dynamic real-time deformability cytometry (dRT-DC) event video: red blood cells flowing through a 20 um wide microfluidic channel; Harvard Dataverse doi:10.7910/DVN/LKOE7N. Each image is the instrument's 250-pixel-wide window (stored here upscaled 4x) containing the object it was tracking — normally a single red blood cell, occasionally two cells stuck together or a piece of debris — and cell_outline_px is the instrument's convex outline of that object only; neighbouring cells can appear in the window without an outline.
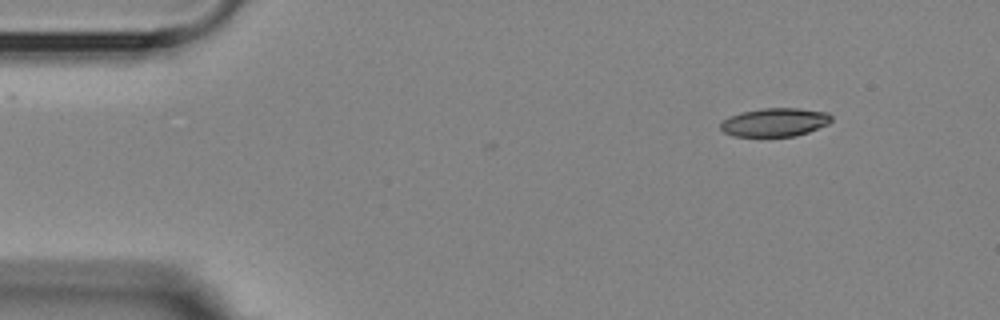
{"species": "Egyptian fruit bat (a non-hibernating species)", "species_latin": "Rousettus aegyptiacus", "temperature_condition": "room temperature", "stored_images_in_passage": 3, "camera_frame_rate_fps": 3000, "um_per_image_px": 0.085, "animal": {"sex": "female"}, "frame": {"image": 1, "passage_image": 3, "time_ms": 2.333, "image_size_px": [1000, 320], "cell_outline_px": [[832, 120], [828, 124], [808, 132], [796, 136], [732, 136], [724, 132], [720, 128], [720, 124], [728, 116], [740, 112], [764, 108], [800, 108], [828, 112], [832, 116]], "centroid_in_image_um": [65.87, 10.38], "position_along_channel_um": 19.1, "area_um2": 18.5}}